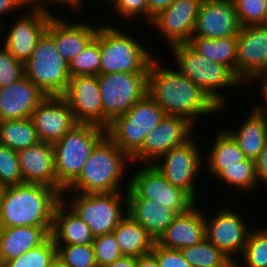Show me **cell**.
I'll list each match as a JSON object with an SVG mask.
<instances>
[{"label":"cell","mask_w":267,"mask_h":267,"mask_svg":"<svg viewBox=\"0 0 267 267\" xmlns=\"http://www.w3.org/2000/svg\"><path fill=\"white\" fill-rule=\"evenodd\" d=\"M148 94L166 115L180 116L195 124L197 116L218 112L216 105L189 77L162 67L153 59L148 69Z\"/></svg>","instance_id":"obj_1"},{"label":"cell","mask_w":267,"mask_h":267,"mask_svg":"<svg viewBox=\"0 0 267 267\" xmlns=\"http://www.w3.org/2000/svg\"><path fill=\"white\" fill-rule=\"evenodd\" d=\"M62 195L38 183L4 187L0 197V227L52 226Z\"/></svg>","instance_id":"obj_2"},{"label":"cell","mask_w":267,"mask_h":267,"mask_svg":"<svg viewBox=\"0 0 267 267\" xmlns=\"http://www.w3.org/2000/svg\"><path fill=\"white\" fill-rule=\"evenodd\" d=\"M128 161L132 162L131 158L105 135L91 151L78 177L64 192L68 194L72 190L77 194H90L120 191Z\"/></svg>","instance_id":"obj_3"},{"label":"cell","mask_w":267,"mask_h":267,"mask_svg":"<svg viewBox=\"0 0 267 267\" xmlns=\"http://www.w3.org/2000/svg\"><path fill=\"white\" fill-rule=\"evenodd\" d=\"M177 62V70L190 78L209 98L219 106L225 104V98L219 88L241 87L243 81L230 68L213 62L195 51L188 43L170 47ZM218 90V91H217Z\"/></svg>","instance_id":"obj_4"},{"label":"cell","mask_w":267,"mask_h":267,"mask_svg":"<svg viewBox=\"0 0 267 267\" xmlns=\"http://www.w3.org/2000/svg\"><path fill=\"white\" fill-rule=\"evenodd\" d=\"M105 135V128L77 123L52 144L57 182L64 190L78 177L91 151Z\"/></svg>","instance_id":"obj_5"},{"label":"cell","mask_w":267,"mask_h":267,"mask_svg":"<svg viewBox=\"0 0 267 267\" xmlns=\"http://www.w3.org/2000/svg\"><path fill=\"white\" fill-rule=\"evenodd\" d=\"M100 74L148 72L154 59L150 50L132 36L110 25L99 26Z\"/></svg>","instance_id":"obj_6"},{"label":"cell","mask_w":267,"mask_h":267,"mask_svg":"<svg viewBox=\"0 0 267 267\" xmlns=\"http://www.w3.org/2000/svg\"><path fill=\"white\" fill-rule=\"evenodd\" d=\"M165 116L164 110L147 94L125 114L116 117L106 129V135L131 158Z\"/></svg>","instance_id":"obj_7"},{"label":"cell","mask_w":267,"mask_h":267,"mask_svg":"<svg viewBox=\"0 0 267 267\" xmlns=\"http://www.w3.org/2000/svg\"><path fill=\"white\" fill-rule=\"evenodd\" d=\"M25 77L48 96H61L69 83V64L56 48L54 38L45 31L31 57L24 64Z\"/></svg>","instance_id":"obj_8"},{"label":"cell","mask_w":267,"mask_h":267,"mask_svg":"<svg viewBox=\"0 0 267 267\" xmlns=\"http://www.w3.org/2000/svg\"><path fill=\"white\" fill-rule=\"evenodd\" d=\"M98 81L105 129L148 94V72L99 74Z\"/></svg>","instance_id":"obj_9"},{"label":"cell","mask_w":267,"mask_h":267,"mask_svg":"<svg viewBox=\"0 0 267 267\" xmlns=\"http://www.w3.org/2000/svg\"><path fill=\"white\" fill-rule=\"evenodd\" d=\"M131 176L126 182L127 198L154 200L176 214L188 211L196 203L187 192L171 184L153 164H144Z\"/></svg>","instance_id":"obj_10"},{"label":"cell","mask_w":267,"mask_h":267,"mask_svg":"<svg viewBox=\"0 0 267 267\" xmlns=\"http://www.w3.org/2000/svg\"><path fill=\"white\" fill-rule=\"evenodd\" d=\"M121 192L79 193L76 197L73 196L72 201H68V206L89 226L95 237L110 234L127 215V195H122ZM124 203L125 206L122 208Z\"/></svg>","instance_id":"obj_11"},{"label":"cell","mask_w":267,"mask_h":267,"mask_svg":"<svg viewBox=\"0 0 267 267\" xmlns=\"http://www.w3.org/2000/svg\"><path fill=\"white\" fill-rule=\"evenodd\" d=\"M193 127L194 124L186 118L166 115L160 124L146 135L141 148L131 157V161L153 164L172 148L191 140Z\"/></svg>","instance_id":"obj_12"},{"label":"cell","mask_w":267,"mask_h":267,"mask_svg":"<svg viewBox=\"0 0 267 267\" xmlns=\"http://www.w3.org/2000/svg\"><path fill=\"white\" fill-rule=\"evenodd\" d=\"M200 151L192 138L186 144L172 148L153 163L171 184L187 192L195 201V179L203 164Z\"/></svg>","instance_id":"obj_13"},{"label":"cell","mask_w":267,"mask_h":267,"mask_svg":"<svg viewBox=\"0 0 267 267\" xmlns=\"http://www.w3.org/2000/svg\"><path fill=\"white\" fill-rule=\"evenodd\" d=\"M69 104L77 123L104 128V112L98 75L71 76L61 95Z\"/></svg>","instance_id":"obj_14"},{"label":"cell","mask_w":267,"mask_h":267,"mask_svg":"<svg viewBox=\"0 0 267 267\" xmlns=\"http://www.w3.org/2000/svg\"><path fill=\"white\" fill-rule=\"evenodd\" d=\"M266 73L267 25L241 26L237 35V76L245 84Z\"/></svg>","instance_id":"obj_15"},{"label":"cell","mask_w":267,"mask_h":267,"mask_svg":"<svg viewBox=\"0 0 267 267\" xmlns=\"http://www.w3.org/2000/svg\"><path fill=\"white\" fill-rule=\"evenodd\" d=\"M218 210L210 220L205 217V238L229 256L235 267H241L233 256L242 254L251 228L239 213L228 207Z\"/></svg>","instance_id":"obj_16"},{"label":"cell","mask_w":267,"mask_h":267,"mask_svg":"<svg viewBox=\"0 0 267 267\" xmlns=\"http://www.w3.org/2000/svg\"><path fill=\"white\" fill-rule=\"evenodd\" d=\"M27 14L14 21V25L5 36V43H2L16 60L24 64L31 57L39 39L47 30L50 19L54 16L51 12L39 8H31Z\"/></svg>","instance_id":"obj_17"},{"label":"cell","mask_w":267,"mask_h":267,"mask_svg":"<svg viewBox=\"0 0 267 267\" xmlns=\"http://www.w3.org/2000/svg\"><path fill=\"white\" fill-rule=\"evenodd\" d=\"M202 0H175L159 12L150 23L155 25L165 40L174 46L188 43L192 38Z\"/></svg>","instance_id":"obj_18"},{"label":"cell","mask_w":267,"mask_h":267,"mask_svg":"<svg viewBox=\"0 0 267 267\" xmlns=\"http://www.w3.org/2000/svg\"><path fill=\"white\" fill-rule=\"evenodd\" d=\"M240 29L233 0H202L192 37L216 39L237 36Z\"/></svg>","instance_id":"obj_19"},{"label":"cell","mask_w":267,"mask_h":267,"mask_svg":"<svg viewBox=\"0 0 267 267\" xmlns=\"http://www.w3.org/2000/svg\"><path fill=\"white\" fill-rule=\"evenodd\" d=\"M39 141L54 144L59 141L77 121L69 104L62 96H47L31 117Z\"/></svg>","instance_id":"obj_20"},{"label":"cell","mask_w":267,"mask_h":267,"mask_svg":"<svg viewBox=\"0 0 267 267\" xmlns=\"http://www.w3.org/2000/svg\"><path fill=\"white\" fill-rule=\"evenodd\" d=\"M17 153L24 183L47 185L64 197V189L58 184L55 174L54 150L51 143L40 141Z\"/></svg>","instance_id":"obj_21"},{"label":"cell","mask_w":267,"mask_h":267,"mask_svg":"<svg viewBox=\"0 0 267 267\" xmlns=\"http://www.w3.org/2000/svg\"><path fill=\"white\" fill-rule=\"evenodd\" d=\"M25 76L0 88V121L31 118L36 107L47 97Z\"/></svg>","instance_id":"obj_22"},{"label":"cell","mask_w":267,"mask_h":267,"mask_svg":"<svg viewBox=\"0 0 267 267\" xmlns=\"http://www.w3.org/2000/svg\"><path fill=\"white\" fill-rule=\"evenodd\" d=\"M196 204L188 211L177 214L156 241L158 246L181 250L205 239V215Z\"/></svg>","instance_id":"obj_23"},{"label":"cell","mask_w":267,"mask_h":267,"mask_svg":"<svg viewBox=\"0 0 267 267\" xmlns=\"http://www.w3.org/2000/svg\"><path fill=\"white\" fill-rule=\"evenodd\" d=\"M58 18L54 15L50 19L46 31L54 38L59 54L70 64L95 38L99 26L94 28L84 22L70 24Z\"/></svg>","instance_id":"obj_24"},{"label":"cell","mask_w":267,"mask_h":267,"mask_svg":"<svg viewBox=\"0 0 267 267\" xmlns=\"http://www.w3.org/2000/svg\"><path fill=\"white\" fill-rule=\"evenodd\" d=\"M52 226L0 227V266L43 244Z\"/></svg>","instance_id":"obj_25"},{"label":"cell","mask_w":267,"mask_h":267,"mask_svg":"<svg viewBox=\"0 0 267 267\" xmlns=\"http://www.w3.org/2000/svg\"><path fill=\"white\" fill-rule=\"evenodd\" d=\"M66 203V199L62 197L54 210L53 225L50 233L54 243L93 244L95 236L89 226ZM67 207L69 208L66 209Z\"/></svg>","instance_id":"obj_26"},{"label":"cell","mask_w":267,"mask_h":267,"mask_svg":"<svg viewBox=\"0 0 267 267\" xmlns=\"http://www.w3.org/2000/svg\"><path fill=\"white\" fill-rule=\"evenodd\" d=\"M267 112L261 104L249 113L246 121L236 131L226 130L236 141L246 157L256 160L267 143Z\"/></svg>","instance_id":"obj_27"},{"label":"cell","mask_w":267,"mask_h":267,"mask_svg":"<svg viewBox=\"0 0 267 267\" xmlns=\"http://www.w3.org/2000/svg\"><path fill=\"white\" fill-rule=\"evenodd\" d=\"M127 213L155 240L164 233L177 215L172 209L154 200L127 198Z\"/></svg>","instance_id":"obj_28"},{"label":"cell","mask_w":267,"mask_h":267,"mask_svg":"<svg viewBox=\"0 0 267 267\" xmlns=\"http://www.w3.org/2000/svg\"><path fill=\"white\" fill-rule=\"evenodd\" d=\"M124 256L139 257L153 250L155 240L128 213L112 232Z\"/></svg>","instance_id":"obj_29"},{"label":"cell","mask_w":267,"mask_h":267,"mask_svg":"<svg viewBox=\"0 0 267 267\" xmlns=\"http://www.w3.org/2000/svg\"><path fill=\"white\" fill-rule=\"evenodd\" d=\"M188 44L199 54L230 67L237 74V36L216 39L192 37Z\"/></svg>","instance_id":"obj_30"},{"label":"cell","mask_w":267,"mask_h":267,"mask_svg":"<svg viewBox=\"0 0 267 267\" xmlns=\"http://www.w3.org/2000/svg\"><path fill=\"white\" fill-rule=\"evenodd\" d=\"M209 172L229 186L237 187L242 192L256 189L259 185L256 175L255 161L247 159L232 165H208Z\"/></svg>","instance_id":"obj_31"},{"label":"cell","mask_w":267,"mask_h":267,"mask_svg":"<svg viewBox=\"0 0 267 267\" xmlns=\"http://www.w3.org/2000/svg\"><path fill=\"white\" fill-rule=\"evenodd\" d=\"M38 142L40 141L31 118L0 121V145L19 151Z\"/></svg>","instance_id":"obj_32"},{"label":"cell","mask_w":267,"mask_h":267,"mask_svg":"<svg viewBox=\"0 0 267 267\" xmlns=\"http://www.w3.org/2000/svg\"><path fill=\"white\" fill-rule=\"evenodd\" d=\"M181 252L192 267H235V262L206 238Z\"/></svg>","instance_id":"obj_33"},{"label":"cell","mask_w":267,"mask_h":267,"mask_svg":"<svg viewBox=\"0 0 267 267\" xmlns=\"http://www.w3.org/2000/svg\"><path fill=\"white\" fill-rule=\"evenodd\" d=\"M206 159L207 165H232L248 158L233 137L226 131H219Z\"/></svg>","instance_id":"obj_34"},{"label":"cell","mask_w":267,"mask_h":267,"mask_svg":"<svg viewBox=\"0 0 267 267\" xmlns=\"http://www.w3.org/2000/svg\"><path fill=\"white\" fill-rule=\"evenodd\" d=\"M57 259V247L50 236L43 244L28 250L0 267H49Z\"/></svg>","instance_id":"obj_35"},{"label":"cell","mask_w":267,"mask_h":267,"mask_svg":"<svg viewBox=\"0 0 267 267\" xmlns=\"http://www.w3.org/2000/svg\"><path fill=\"white\" fill-rule=\"evenodd\" d=\"M100 66L101 54L98 28L95 38L69 64L70 77L78 75H99Z\"/></svg>","instance_id":"obj_36"},{"label":"cell","mask_w":267,"mask_h":267,"mask_svg":"<svg viewBox=\"0 0 267 267\" xmlns=\"http://www.w3.org/2000/svg\"><path fill=\"white\" fill-rule=\"evenodd\" d=\"M57 259L69 267H98L93 244H55Z\"/></svg>","instance_id":"obj_37"},{"label":"cell","mask_w":267,"mask_h":267,"mask_svg":"<svg viewBox=\"0 0 267 267\" xmlns=\"http://www.w3.org/2000/svg\"><path fill=\"white\" fill-rule=\"evenodd\" d=\"M240 257L246 267H267V229H251Z\"/></svg>","instance_id":"obj_38"},{"label":"cell","mask_w":267,"mask_h":267,"mask_svg":"<svg viewBox=\"0 0 267 267\" xmlns=\"http://www.w3.org/2000/svg\"><path fill=\"white\" fill-rule=\"evenodd\" d=\"M22 183L17 151L0 145V186L4 188Z\"/></svg>","instance_id":"obj_39"},{"label":"cell","mask_w":267,"mask_h":267,"mask_svg":"<svg viewBox=\"0 0 267 267\" xmlns=\"http://www.w3.org/2000/svg\"><path fill=\"white\" fill-rule=\"evenodd\" d=\"M241 26L265 25L267 0H233Z\"/></svg>","instance_id":"obj_40"},{"label":"cell","mask_w":267,"mask_h":267,"mask_svg":"<svg viewBox=\"0 0 267 267\" xmlns=\"http://www.w3.org/2000/svg\"><path fill=\"white\" fill-rule=\"evenodd\" d=\"M93 249L98 267L113 263L123 256L113 233L96 236Z\"/></svg>","instance_id":"obj_41"},{"label":"cell","mask_w":267,"mask_h":267,"mask_svg":"<svg viewBox=\"0 0 267 267\" xmlns=\"http://www.w3.org/2000/svg\"><path fill=\"white\" fill-rule=\"evenodd\" d=\"M1 38L0 35V39ZM24 76V63L16 60L10 52L0 44V88L9 86Z\"/></svg>","instance_id":"obj_42"},{"label":"cell","mask_w":267,"mask_h":267,"mask_svg":"<svg viewBox=\"0 0 267 267\" xmlns=\"http://www.w3.org/2000/svg\"><path fill=\"white\" fill-rule=\"evenodd\" d=\"M151 253L157 258L159 267H192L181 250L164 248L155 243Z\"/></svg>","instance_id":"obj_43"},{"label":"cell","mask_w":267,"mask_h":267,"mask_svg":"<svg viewBox=\"0 0 267 267\" xmlns=\"http://www.w3.org/2000/svg\"><path fill=\"white\" fill-rule=\"evenodd\" d=\"M115 11L124 19H133L138 16L145 17L148 21L147 0H113Z\"/></svg>","instance_id":"obj_44"},{"label":"cell","mask_w":267,"mask_h":267,"mask_svg":"<svg viewBox=\"0 0 267 267\" xmlns=\"http://www.w3.org/2000/svg\"><path fill=\"white\" fill-rule=\"evenodd\" d=\"M256 175L258 182H264L267 185V143L255 160Z\"/></svg>","instance_id":"obj_45"},{"label":"cell","mask_w":267,"mask_h":267,"mask_svg":"<svg viewBox=\"0 0 267 267\" xmlns=\"http://www.w3.org/2000/svg\"><path fill=\"white\" fill-rule=\"evenodd\" d=\"M175 0H147L148 22H151L159 12L167 9Z\"/></svg>","instance_id":"obj_46"},{"label":"cell","mask_w":267,"mask_h":267,"mask_svg":"<svg viewBox=\"0 0 267 267\" xmlns=\"http://www.w3.org/2000/svg\"><path fill=\"white\" fill-rule=\"evenodd\" d=\"M23 5L20 3L19 0H0V17L7 13V12H12L15 11L16 9H20ZM1 24V23H0ZM2 27V24L0 26V29ZM2 31L0 30V34Z\"/></svg>","instance_id":"obj_47"},{"label":"cell","mask_w":267,"mask_h":267,"mask_svg":"<svg viewBox=\"0 0 267 267\" xmlns=\"http://www.w3.org/2000/svg\"><path fill=\"white\" fill-rule=\"evenodd\" d=\"M136 267H159L157 258L150 252L136 257Z\"/></svg>","instance_id":"obj_48"},{"label":"cell","mask_w":267,"mask_h":267,"mask_svg":"<svg viewBox=\"0 0 267 267\" xmlns=\"http://www.w3.org/2000/svg\"><path fill=\"white\" fill-rule=\"evenodd\" d=\"M103 267H136V257L123 255L113 263L107 264Z\"/></svg>","instance_id":"obj_49"},{"label":"cell","mask_w":267,"mask_h":267,"mask_svg":"<svg viewBox=\"0 0 267 267\" xmlns=\"http://www.w3.org/2000/svg\"><path fill=\"white\" fill-rule=\"evenodd\" d=\"M19 1L23 5V7L25 6V8L26 6L27 7L29 6L30 8H39V9H44L47 12H51V11H48V7L47 5H45V4H48L47 0H19Z\"/></svg>","instance_id":"obj_50"},{"label":"cell","mask_w":267,"mask_h":267,"mask_svg":"<svg viewBox=\"0 0 267 267\" xmlns=\"http://www.w3.org/2000/svg\"><path fill=\"white\" fill-rule=\"evenodd\" d=\"M49 1V0H48ZM50 1H53V2H56V3H60V5L62 4H65V5H68L70 6L71 8L73 7V9H81V3L83 0H50Z\"/></svg>","instance_id":"obj_51"},{"label":"cell","mask_w":267,"mask_h":267,"mask_svg":"<svg viewBox=\"0 0 267 267\" xmlns=\"http://www.w3.org/2000/svg\"><path fill=\"white\" fill-rule=\"evenodd\" d=\"M259 80H262V81L260 82ZM257 81L260 83L263 82L261 87H267V73L264 76L258 78Z\"/></svg>","instance_id":"obj_52"},{"label":"cell","mask_w":267,"mask_h":267,"mask_svg":"<svg viewBox=\"0 0 267 267\" xmlns=\"http://www.w3.org/2000/svg\"><path fill=\"white\" fill-rule=\"evenodd\" d=\"M262 93H263V95H264V98H265V102H267V87H262ZM266 115H267V113H266Z\"/></svg>","instance_id":"obj_53"},{"label":"cell","mask_w":267,"mask_h":267,"mask_svg":"<svg viewBox=\"0 0 267 267\" xmlns=\"http://www.w3.org/2000/svg\"><path fill=\"white\" fill-rule=\"evenodd\" d=\"M57 267H69V266L64 265L62 262H60V261L57 259Z\"/></svg>","instance_id":"obj_54"},{"label":"cell","mask_w":267,"mask_h":267,"mask_svg":"<svg viewBox=\"0 0 267 267\" xmlns=\"http://www.w3.org/2000/svg\"><path fill=\"white\" fill-rule=\"evenodd\" d=\"M265 25H267V3H266V11H265Z\"/></svg>","instance_id":"obj_55"},{"label":"cell","mask_w":267,"mask_h":267,"mask_svg":"<svg viewBox=\"0 0 267 267\" xmlns=\"http://www.w3.org/2000/svg\"><path fill=\"white\" fill-rule=\"evenodd\" d=\"M49 267H57V259L54 261L53 264H51Z\"/></svg>","instance_id":"obj_56"},{"label":"cell","mask_w":267,"mask_h":267,"mask_svg":"<svg viewBox=\"0 0 267 267\" xmlns=\"http://www.w3.org/2000/svg\"><path fill=\"white\" fill-rule=\"evenodd\" d=\"M2 190H3V188L0 186V197H1V194H2Z\"/></svg>","instance_id":"obj_57"}]
</instances>
